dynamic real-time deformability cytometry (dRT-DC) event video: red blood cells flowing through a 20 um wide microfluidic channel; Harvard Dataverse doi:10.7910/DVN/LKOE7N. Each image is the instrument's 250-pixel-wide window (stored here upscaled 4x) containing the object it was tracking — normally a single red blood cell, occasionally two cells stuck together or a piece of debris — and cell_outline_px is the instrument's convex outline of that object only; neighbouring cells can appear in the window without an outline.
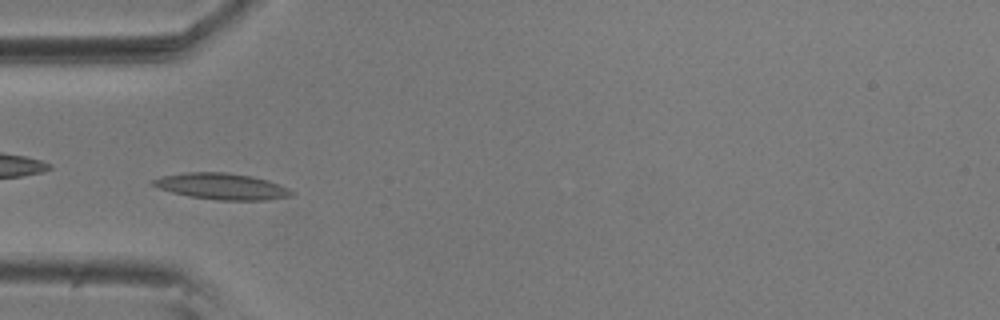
{"species": "common noctule bat (a hibernating species)", "species_latin": "Nyctalus noctula", "temperature_condition": "room temperature", "stored_images_in_passage": 42, "camera_frame_rate_fps": 3000, "um_per_image_px": 0.085, "animal": {"sex": "male", "body_mass_g": 20.5, "forearm_length_mm": 52.5}, "frame": {"image": 1, "passage_image": 4, "time_ms": 1.0, "image_size_px": [1000, 320], "cell_outline_px": [[296, 192], [292, 196], [264, 200], [216, 200], [188, 196], [172, 192], [148, 184], [152, 180], [164, 176], [188, 172], [224, 172], [252, 176], [268, 180], [280, 184]], "centroid_in_image_um": [18.88, 15.84], "position_along_channel_um": 66.1, "area_um2": 21.21}}
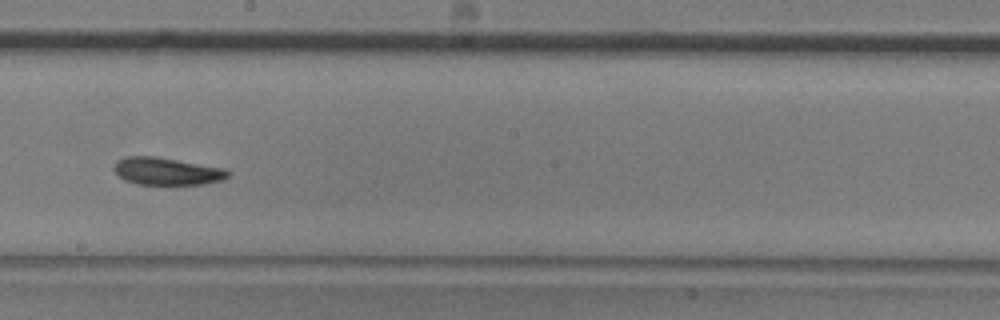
{"frame": {"image": 2, "passage_image": 18, "time_ms": 5.667, "image_size_px": [1000, 320], "cell_outline_px": [[228, 176], [224, 180], [204, 184], [136, 184], [124, 180], [112, 168], [116, 160], [124, 156], [156, 156], [224, 168], [228, 172]], "centroid_in_image_um": [14.14, 14.55], "position_along_channel_um": 234.1, "area_um2": 18.26}}
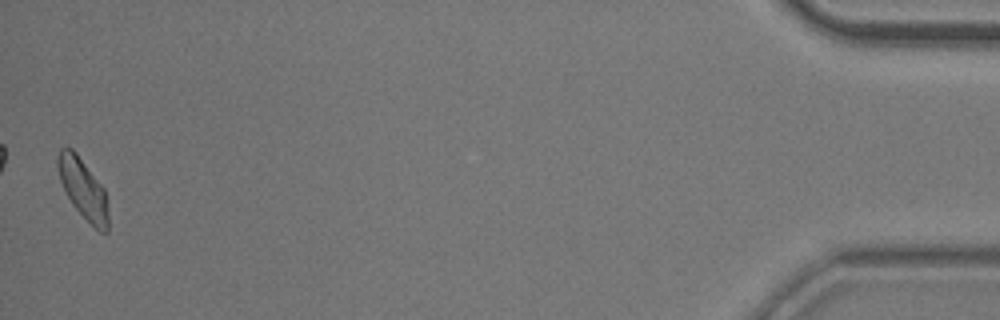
{"frame": {"image": 3, "passage_image": 42, "time_ms": 13.667, "image_size_px": [1000, 320], "cell_outline_px": [[108, 232], [100, 232], [72, 204], [60, 180], [56, 164], [56, 156], [60, 148], [72, 148], [76, 152], [104, 188], [108, 212]], "centroid_in_image_um": [7.05, 16.0], "position_along_channel_um": 428.2, "area_um2": 17.4}, "authors_computed_cell_mechanics": {"area_um2": 18.207, "velocity_mm_per_s": 3.5888, "shape_relaxation_time_tau1_ms": 4.8687, "shape_relaxation_time_tau2_ms": 3.4299, "deformation_change_tau1": 0.1318, "deformation_change_tau2": 0.0841}}